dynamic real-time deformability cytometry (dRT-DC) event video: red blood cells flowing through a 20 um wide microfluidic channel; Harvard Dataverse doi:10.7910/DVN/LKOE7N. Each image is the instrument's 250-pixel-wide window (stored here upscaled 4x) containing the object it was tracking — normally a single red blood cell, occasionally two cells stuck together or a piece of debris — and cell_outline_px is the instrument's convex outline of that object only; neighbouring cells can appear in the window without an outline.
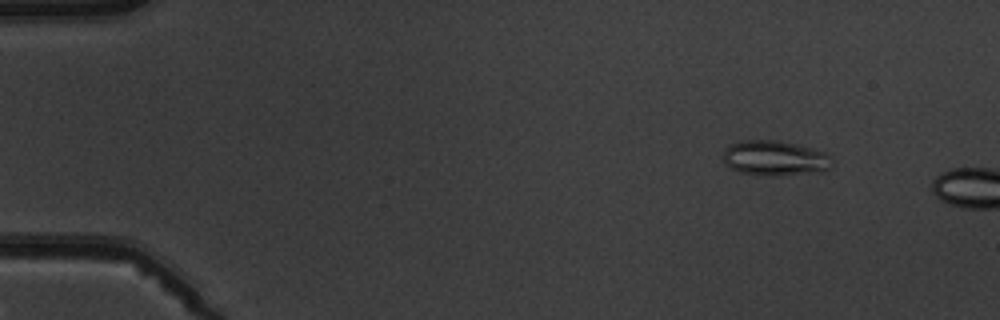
{"species": "common noctule bat (a hibernating species)", "species_latin": "Nyctalus noctula", "temperature_condition": "warm", "stored_images_in_passage": 2, "camera_frame_rate_fps": 3000, "um_per_image_px": 0.085, "animal": {"sex": "male", "body_mass_g": 19.5, "forearm_length_mm": 54.6}, "frame": {"image": 1, "passage_image": 1, "time_ms": 0.0, "image_size_px": [1000, 320], "cell_outline_px": [[832, 160], [828, 168], [824, 172], [776, 176], [756, 176], [740, 172], [724, 164], [724, 148], [740, 140], [776, 140], [796, 144], [824, 152]], "centroid_in_image_um": [65.83, 13.46], "position_along_channel_um": 19.2, "area_um2": 22.43}}